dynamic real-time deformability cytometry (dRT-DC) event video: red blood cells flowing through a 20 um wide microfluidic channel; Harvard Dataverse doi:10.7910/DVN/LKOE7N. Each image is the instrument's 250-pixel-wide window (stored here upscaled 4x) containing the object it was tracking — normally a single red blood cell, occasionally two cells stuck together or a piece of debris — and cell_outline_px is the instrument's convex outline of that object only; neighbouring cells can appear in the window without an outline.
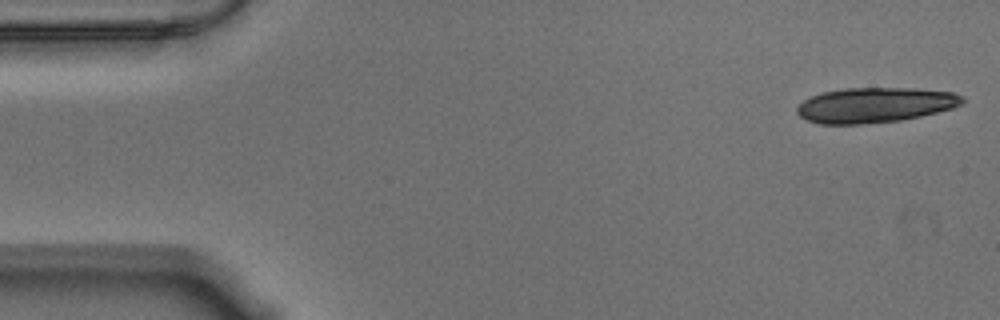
{"species": "Egyptian fruit bat (a non-hibernating species)", "species_latin": "Rousettus aegyptiacus", "temperature_condition": "warm", "stored_images_in_passage": 16, "camera_frame_rate_fps": 3000, "um_per_image_px": 0.085, "animal": {"sex": "male"}, "frame": {"image": 1, "passage_image": 1, "time_ms": 0.0, "image_size_px": [1000, 320], "cell_outline_px": [[964, 100], [960, 104], [952, 108], [920, 116], [900, 120], [860, 124], [820, 124], [808, 120], [800, 116], [796, 112], [796, 108], [804, 100], [812, 96], [824, 92], [844, 88], [916, 88], [952, 92], [964, 96]], "centroid_in_image_um": [74.37, 8.92], "position_along_channel_um": 10.6, "area_um2": 33.64}}